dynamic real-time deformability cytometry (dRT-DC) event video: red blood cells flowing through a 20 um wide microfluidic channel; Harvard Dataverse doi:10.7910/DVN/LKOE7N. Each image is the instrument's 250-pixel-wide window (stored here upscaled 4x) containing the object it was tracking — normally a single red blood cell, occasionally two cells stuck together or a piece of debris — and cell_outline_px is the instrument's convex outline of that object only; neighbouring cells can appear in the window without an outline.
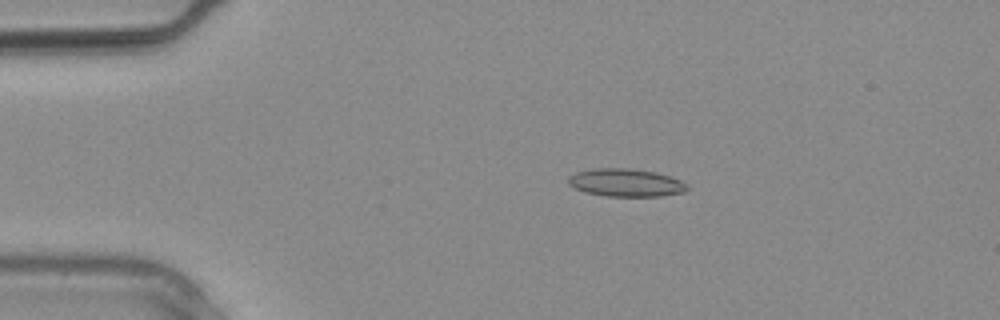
{"species": "common noctule bat (a hibernating species)", "species_latin": "Nyctalus noctula", "temperature_condition": "warm", "stored_images_in_passage": 3, "camera_frame_rate_fps": 3000, "um_per_image_px": 0.085, "animal": {"sex": "male", "body_mass_g": 20.4}, "frame": {"image": 1, "passage_image": 2, "time_ms": 0.333, "image_size_px": [1000, 320], "cell_outline_px": [[688, 188], [684, 192], [660, 196], [604, 196], [584, 192], [568, 184], [568, 176], [576, 172], [596, 168], [628, 168], [656, 172], [680, 180], [688, 184]], "centroid_in_image_um": [53.18, 15.53], "position_along_channel_um": 31.8, "area_um2": 19.31}}
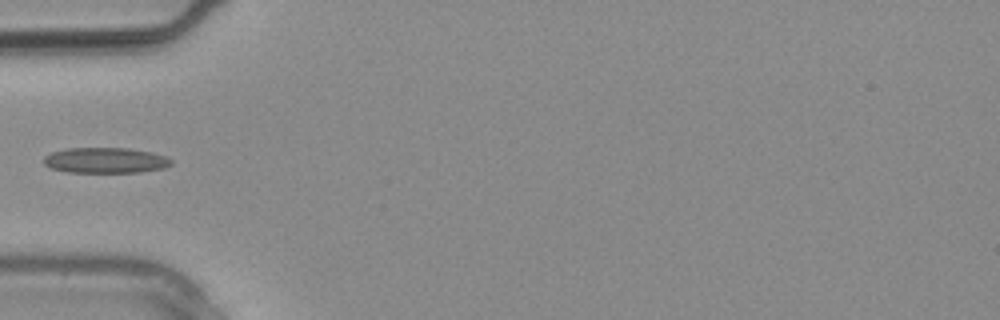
{"frame": {"image": 2, "passage_image": 3, "time_ms": 0.667, "image_size_px": [1000, 320], "cell_outline_px": [[172, 164], [164, 168], [140, 172], [68, 172], [52, 168], [44, 164], [44, 156], [52, 152], [68, 148], [128, 148], [152, 152], [164, 156], [172, 160]], "centroid_in_image_um": [8.97, 13.62], "position_along_channel_um": 76.0, "area_um2": 18.9}}